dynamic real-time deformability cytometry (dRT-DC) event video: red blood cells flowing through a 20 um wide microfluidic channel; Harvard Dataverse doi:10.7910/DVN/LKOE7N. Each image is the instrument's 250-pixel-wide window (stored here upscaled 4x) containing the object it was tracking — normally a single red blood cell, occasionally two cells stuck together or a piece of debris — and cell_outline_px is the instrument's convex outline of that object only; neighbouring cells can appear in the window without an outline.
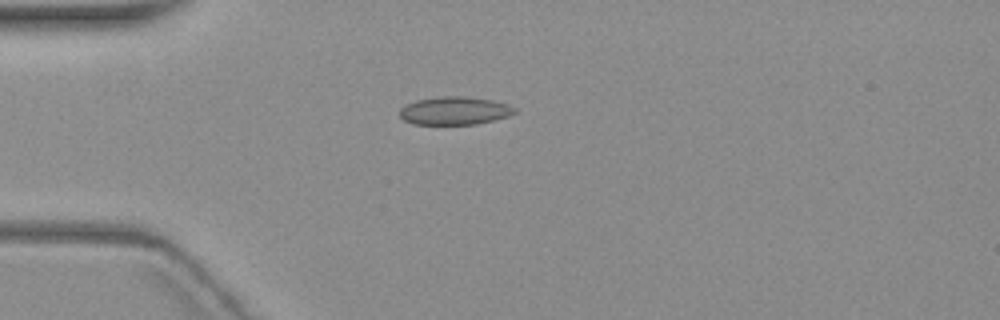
{"species": "common noctule bat (a hibernating species)", "species_latin": "Nyctalus noctula", "temperature_condition": "warm", "stored_images_in_passage": 8, "camera_frame_rate_fps": 3000, "um_per_image_px": 0.085, "animal": {"sex": "female", "body_mass_g": 19.3, "forearm_length_mm": 54.1}, "frame": {"image": 1, "passage_image": 3, "time_ms": 3.333, "image_size_px": [1000, 320], "cell_outline_px": [[516, 112], [508, 116], [476, 124], [412, 124], [404, 120], [400, 116], [400, 108], [416, 100], [440, 96], [464, 96], [492, 100], [508, 104], [516, 108]], "centroid_in_image_um": [38.64, 9.41], "position_along_channel_um": 46.4, "area_um2": 18.73}}
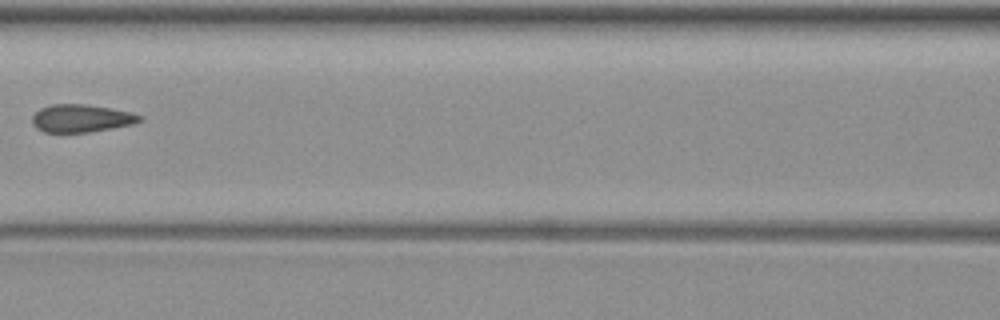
{"frame": {"image": 2, "passage_image": 6, "time_ms": 7.0, "image_size_px": [1000, 320], "cell_outline_px": [[144, 120], [132, 124], [112, 128], [88, 132], [44, 132], [36, 128], [32, 124], [32, 116], [40, 108], [52, 104], [84, 104], [132, 112], [144, 116]], "centroid_in_image_um": [6.92, 10.06], "position_along_channel_um": 159.7, "area_um2": 17.4}}
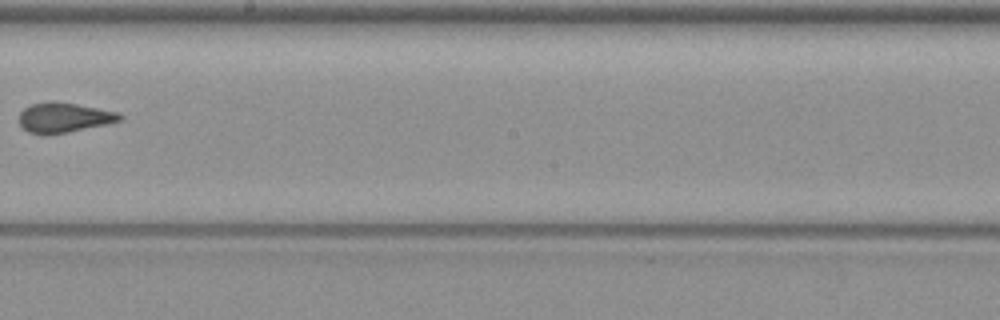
{"frame": {"image": 3, "passage_image": 8, "time_ms": 9.333, "image_size_px": [1000, 320], "cell_outline_px": [[124, 120], [64, 132], [28, 132], [20, 124], [20, 112], [24, 108], [32, 104], [48, 100], [52, 100], [76, 104], [116, 112], [124, 116]], "centroid_in_image_um": [5.44, 9.94], "position_along_channel_um": 242.8, "area_um2": 16.88}}